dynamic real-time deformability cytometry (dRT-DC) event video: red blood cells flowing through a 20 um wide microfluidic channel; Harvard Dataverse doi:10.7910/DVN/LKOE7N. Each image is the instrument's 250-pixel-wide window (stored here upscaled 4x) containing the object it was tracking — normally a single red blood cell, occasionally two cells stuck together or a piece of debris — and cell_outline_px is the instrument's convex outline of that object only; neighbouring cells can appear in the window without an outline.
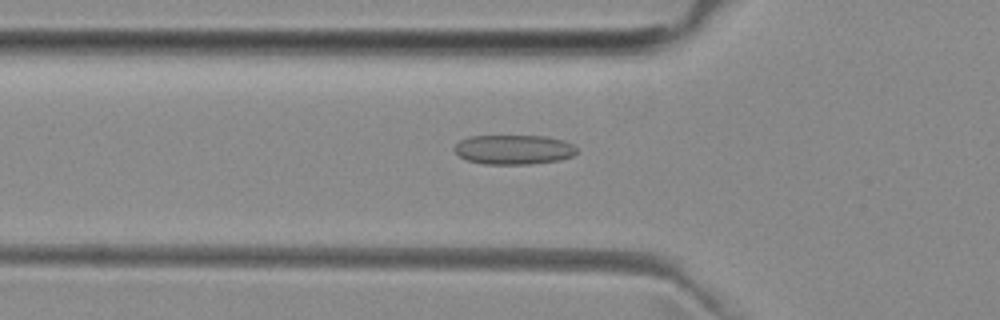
{"species": "common noctule bat (a hibernating species)", "species_latin": "Nyctalus noctula", "temperature_condition": "room temperature", "stored_images_in_passage": 44, "camera_frame_rate_fps": 3000, "um_per_image_px": 0.085, "animal": {"sex": "female", "body_mass_g": 29.2, "forearm_length_mm": 56.3}, "frame": {"image": 1, "passage_image": 10, "time_ms": 3.0, "image_size_px": [1000, 320], "cell_outline_px": [[576, 152], [572, 156], [560, 160], [532, 164], [484, 164], [468, 160], [460, 156], [452, 148], [460, 140], [472, 136], [548, 136], [564, 140], [572, 144], [576, 148]], "centroid_in_image_um": [43.68, 12.71], "position_along_channel_um": 82.1, "area_um2": 21.1}}
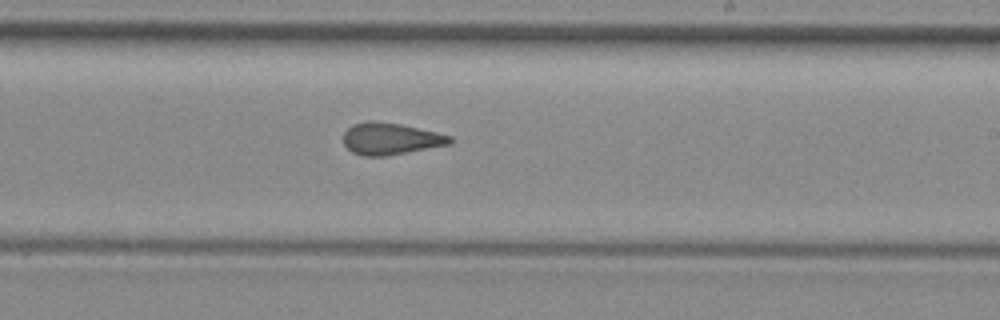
{"frame": {"image": 2, "passage_image": 23, "time_ms": 7.333, "image_size_px": [1000, 320], "cell_outline_px": [[452, 144], [384, 156], [364, 156], [352, 152], [344, 144], [344, 132], [352, 124], [372, 120], [376, 120], [400, 124], [436, 132], [452, 136]], "centroid_in_image_um": [33.19, 11.78], "position_along_channel_um": 255.8, "area_um2": 19.71}}
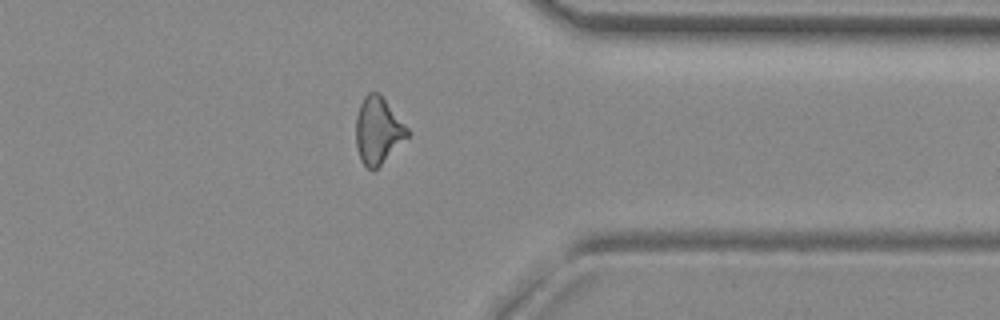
{"frame": {"image": 3, "passage_image": 33, "time_ms": 10.667, "image_size_px": [1000, 320], "cell_outline_px": [[412, 132], [372, 172], [360, 160], [356, 148], [356, 116], [360, 104], [364, 96], [368, 92], [376, 92], [384, 100]], "centroid_in_image_um": [32.11, 11.11], "position_along_channel_um": 379.3, "area_um2": 19.65}, "authors_computed_cell_mechanics": {"area_um2": 20.0277, "velocity_mm_per_s": 3.9883, "shape_relaxation_time_tau1_ms": null, "shape_relaxation_time_tau2_ms": 2.0126, "deformation_change_tau1": null, "deformation_change_tau2": 0.1071}}